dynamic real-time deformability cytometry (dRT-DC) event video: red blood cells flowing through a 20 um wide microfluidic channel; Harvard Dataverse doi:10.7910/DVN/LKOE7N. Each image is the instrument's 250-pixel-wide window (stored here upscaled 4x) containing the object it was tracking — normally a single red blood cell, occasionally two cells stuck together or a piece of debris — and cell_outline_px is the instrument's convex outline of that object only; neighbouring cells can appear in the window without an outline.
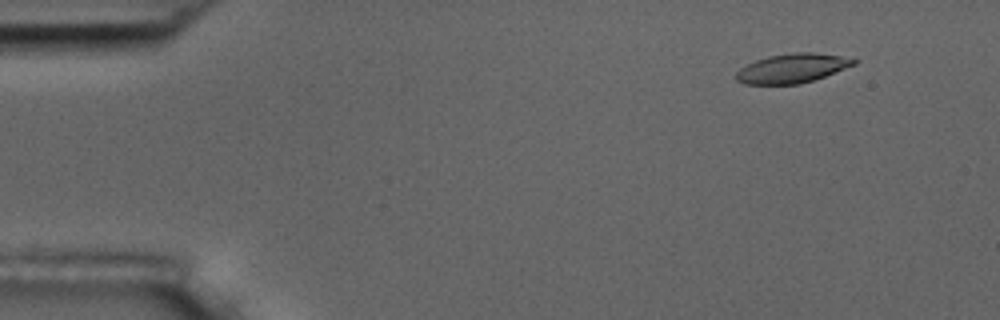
{"species": "common noctule bat (a hibernating species)", "species_latin": "Nyctalus noctula", "temperature_condition": "room temperature", "stored_images_in_passage": 4, "camera_frame_rate_fps": 3000, "um_per_image_px": 0.085, "animal": {"sex": "male", "body_mass_g": 17.5, "forearm_length_mm": 52.3}, "frame": {"image": 1, "passage_image": 2, "time_ms": 1.333, "image_size_px": [1000, 320], "cell_outline_px": [[860, 60], [856, 64], [824, 76], [800, 84], [744, 84], [736, 80], [736, 72], [740, 68], [756, 60], [768, 56], [792, 52], [812, 52], [840, 56]], "centroid_in_image_um": [67.33, 5.8], "position_along_channel_um": 17.7, "area_um2": 19.94}}